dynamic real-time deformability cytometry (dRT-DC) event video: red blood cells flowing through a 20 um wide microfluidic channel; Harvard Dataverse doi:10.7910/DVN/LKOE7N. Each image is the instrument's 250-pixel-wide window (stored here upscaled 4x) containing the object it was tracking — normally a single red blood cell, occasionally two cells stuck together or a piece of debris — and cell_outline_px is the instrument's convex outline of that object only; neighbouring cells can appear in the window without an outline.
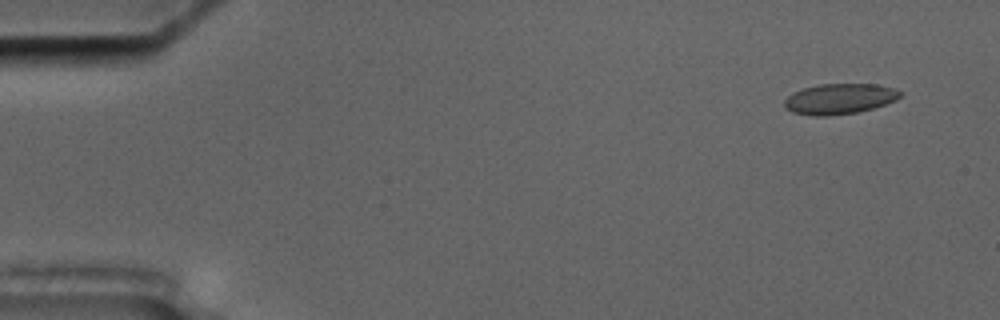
{"species": "common noctule bat (a hibernating species)", "species_latin": "Nyctalus noctula", "temperature_condition": "cold", "stored_images_in_passage": 5, "segment_of_instrument_passage": [1, 2], "camera_frame_rate_fps": 3000, "um_per_image_px": 0.085, "animal": {"sex": "male", "body_mass_g": 17.5, "forearm_length_mm": 52.3}, "frame": {"image": 1, "passage_image": 1, "time_ms": 0.0, "image_size_px": [1000, 320], "cell_outline_px": [[900, 96], [896, 100], [872, 108], [856, 112], [828, 116], [812, 116], [792, 112], [784, 108], [784, 100], [792, 92], [804, 88], [820, 84], [880, 84], [896, 88], [900, 92]], "centroid_in_image_um": [71.33, 8.4], "position_along_channel_um": 13.7, "area_um2": 20.63}}
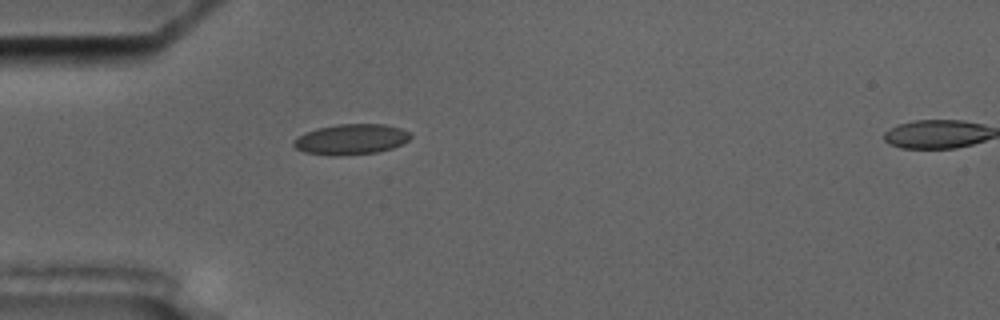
{"frame": {"image": 2, "passage_image": 4, "time_ms": 4.333, "image_size_px": [1000, 320], "cell_outline_px": [[412, 136], [408, 140], [392, 148], [376, 152], [304, 152], [296, 148], [292, 144], [292, 140], [304, 132], [316, 128], [336, 124], [384, 124], [400, 128], [408, 132]], "centroid_in_image_um": [29.84, 11.77], "position_along_channel_um": 55.2, "area_um2": 19.71}}